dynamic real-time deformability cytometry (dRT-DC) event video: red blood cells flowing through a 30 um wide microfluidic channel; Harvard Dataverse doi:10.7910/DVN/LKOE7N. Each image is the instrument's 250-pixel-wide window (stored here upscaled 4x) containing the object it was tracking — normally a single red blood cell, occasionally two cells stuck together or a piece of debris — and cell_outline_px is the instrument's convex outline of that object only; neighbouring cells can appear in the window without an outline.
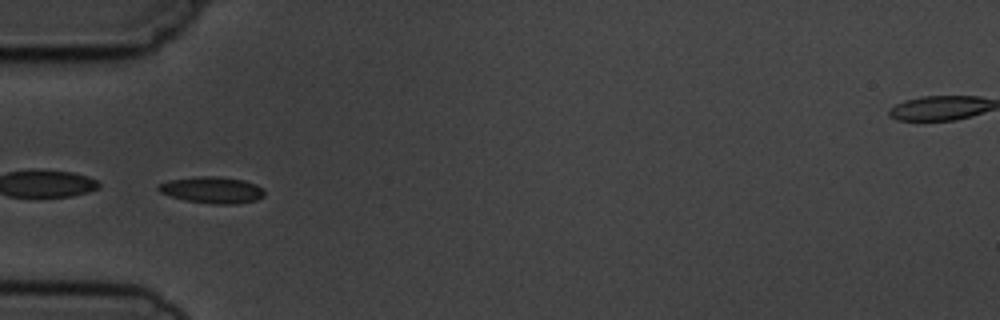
{"species": "common noctule bat (a hibernating species)", "species_latin": "Nyctalus noctula", "temperature_condition": "cold", "stored_images_in_passage": 8, "camera_frame_rate_fps": 3000, "um_per_image_px": 0.085, "animal": {"sex": "male", "body_mass_g": 19.5, "forearm_length_mm": 54.6}, "frame": {"image": 1, "passage_image": 4, "time_ms": 3.333, "image_size_px": [1000, 320], "cell_outline_px": [[264, 196], [256, 200], [236, 204], [212, 204], [184, 200], [160, 192], [156, 188], [156, 184], [168, 180], [196, 176], [220, 176], [244, 180], [256, 184], [264, 188]], "centroid_in_image_um": [18.02, 16.14], "position_along_channel_um": 67.0, "area_um2": 16.65}}
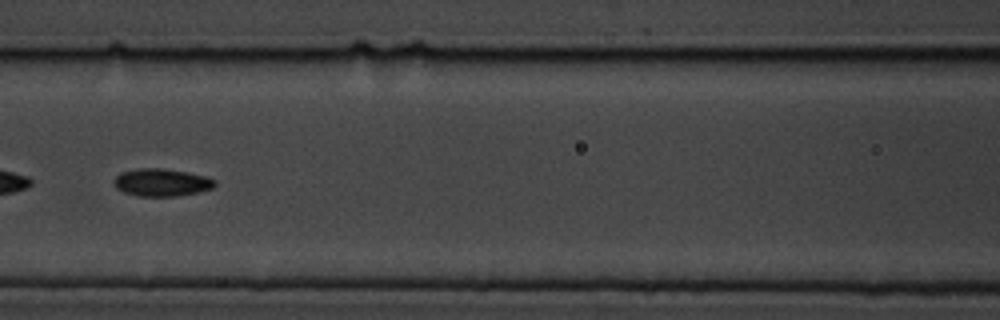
{"frame": {"image": 2, "passage_image": 6, "time_ms": 5.667, "image_size_px": [1000, 320], "cell_outline_px": [[216, 184], [212, 188], [200, 192], [176, 196], [140, 196], [124, 192], [116, 188], [112, 180], [120, 172], [140, 168], [160, 168], [188, 172], [204, 176], [216, 180]], "centroid_in_image_um": [13.72, 15.5], "position_along_channel_um": 152.9, "area_um2": 16.24}}
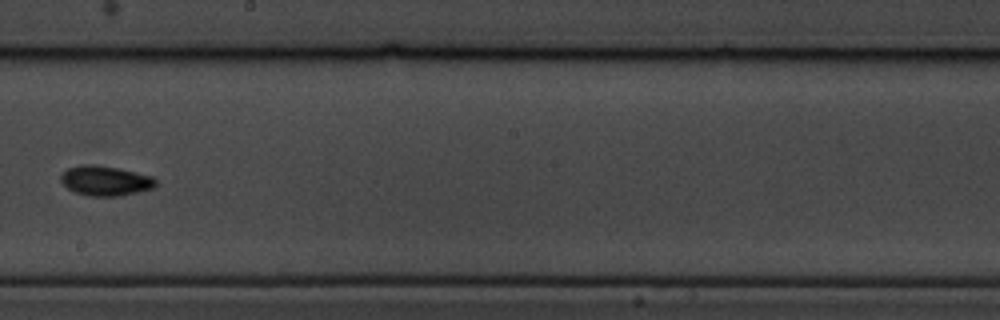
{"frame": {"image": 3, "passage_image": 8, "time_ms": 8.0, "image_size_px": [1000, 320], "cell_outline_px": [[156, 184], [152, 188], [120, 196], [88, 196], [76, 192], [68, 188], [60, 180], [60, 176], [68, 168], [84, 164], [88, 164], [120, 168], [152, 176], [156, 180]], "centroid_in_image_um": [8.96, 15.36], "position_along_channel_um": 239.2, "area_um2": 16.36}}